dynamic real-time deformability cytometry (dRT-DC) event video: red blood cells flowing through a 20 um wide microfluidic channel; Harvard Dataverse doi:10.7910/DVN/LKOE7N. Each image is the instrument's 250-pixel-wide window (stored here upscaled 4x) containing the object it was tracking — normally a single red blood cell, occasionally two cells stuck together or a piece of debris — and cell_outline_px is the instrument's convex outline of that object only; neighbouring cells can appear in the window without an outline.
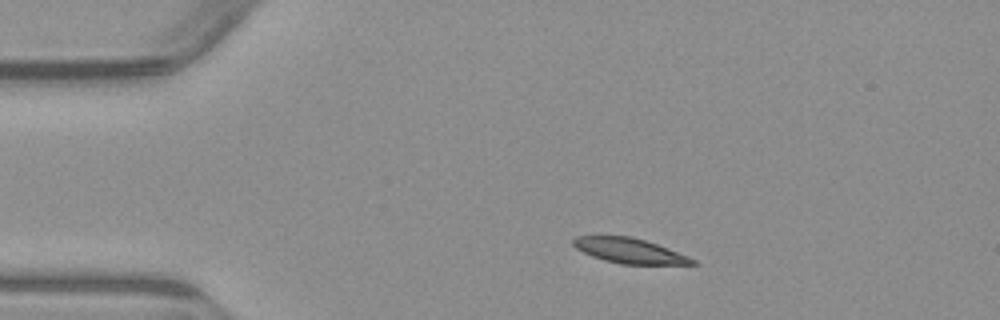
{"species": "common noctule bat (a hibernating species)", "species_latin": "Nyctalus noctula", "temperature_condition": "warm", "stored_images_in_passage": 3, "camera_frame_rate_fps": 3000, "um_per_image_px": 0.085, "animal": {"sex": "male", "body_mass_g": 23.1, "forearm_length_mm": 52.7}, "frame": {"image": 1, "passage_image": 1, "time_ms": 0.0, "image_size_px": [1000, 320], "cell_outline_px": [[700, 264], [620, 264], [604, 260], [592, 256], [576, 248], [572, 244], [572, 240], [576, 236], [632, 236], [668, 248], [688, 256], [696, 260]], "centroid_in_image_um": [53.51, 21.31], "position_along_channel_um": 31.5, "area_um2": 17.28}}
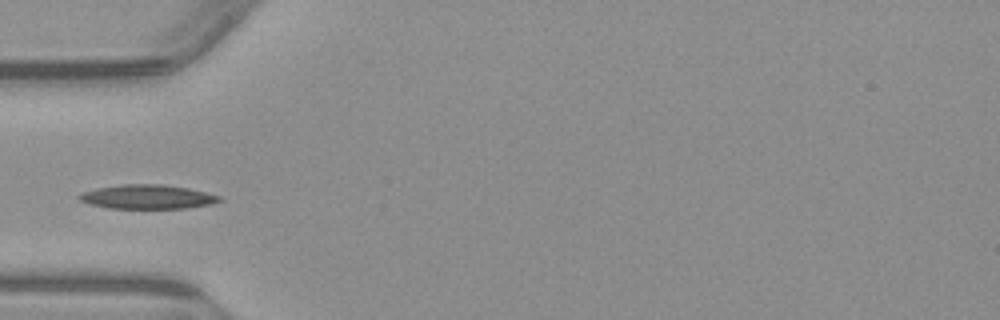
{"frame": {"image": 2, "passage_image": 3, "time_ms": 2.333, "image_size_px": [1000, 320], "cell_outline_px": [[224, 200], [212, 204], [184, 208], [108, 208], [92, 204], [80, 200], [76, 196], [80, 192], [96, 188], [124, 184], [164, 184], [188, 188], [220, 196]], "centroid_in_image_um": [12.52, 16.72], "position_along_channel_um": 72.5, "area_um2": 19.71}}